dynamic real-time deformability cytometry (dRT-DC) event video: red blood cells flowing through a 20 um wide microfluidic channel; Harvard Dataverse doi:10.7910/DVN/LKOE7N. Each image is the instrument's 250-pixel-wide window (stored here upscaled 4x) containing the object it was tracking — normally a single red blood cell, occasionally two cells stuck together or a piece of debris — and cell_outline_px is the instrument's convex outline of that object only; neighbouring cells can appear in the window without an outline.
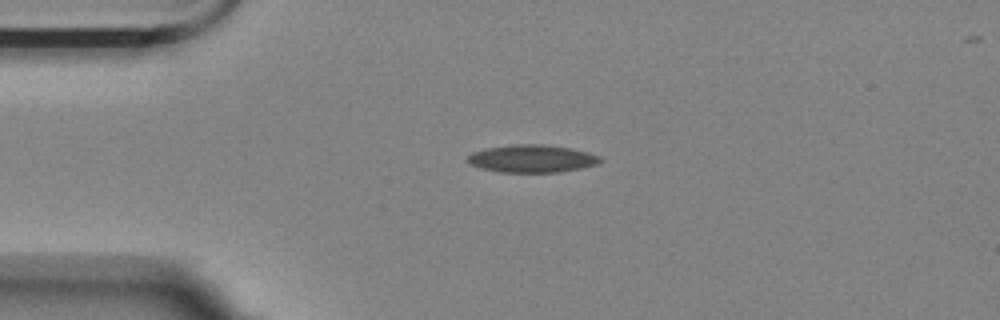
{"species": "Egyptian fruit bat (a non-hibernating species)", "species_latin": "Rousettus aegyptiacus", "temperature_condition": "room temperature", "stored_images_in_passage": 2, "camera_frame_rate_fps": 3000, "um_per_image_px": 0.085, "animal": {"sex": "female"}, "frame": {"image": 1, "passage_image": 1, "time_ms": 0.0, "image_size_px": [1000, 320], "cell_outline_px": [[604, 160], [596, 164], [580, 168], [560, 172], [500, 172], [480, 168], [472, 164], [468, 160], [468, 156], [472, 152], [484, 148], [512, 144], [544, 144], [572, 148], [588, 152], [600, 156]], "centroid_in_image_um": [45.23, 13.47], "position_along_channel_um": 39.8, "area_um2": 21.44}}